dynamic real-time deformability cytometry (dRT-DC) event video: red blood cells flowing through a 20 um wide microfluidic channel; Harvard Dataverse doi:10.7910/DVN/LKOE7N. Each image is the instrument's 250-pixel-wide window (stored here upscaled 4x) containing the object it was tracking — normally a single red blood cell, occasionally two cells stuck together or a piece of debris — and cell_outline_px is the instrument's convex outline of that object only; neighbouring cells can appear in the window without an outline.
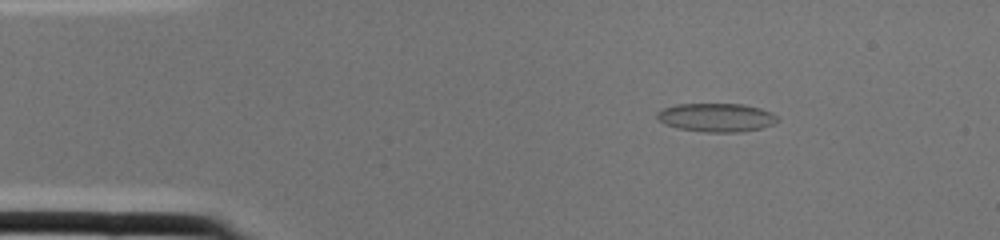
{"species": "common noctule bat (a hibernating species)", "species_latin": "Nyctalus noctula", "temperature_condition": "cold", "stored_images_in_passage": 1, "camera_frame_rate_fps": 3000, "um_per_image_px": 0.085, "animal": {"sex": "female", "body_mass_g": 22.0, "forearm_length_mm": 56.7}, "frame": {"image": 1, "passage_image": 1, "time_ms": 0.0, "image_size_px": [1000, 240], "cell_outline_px": [[776, 120], [772, 124], [760, 128], [740, 132], [704, 132], [676, 128], [664, 124], [656, 120], [656, 112], [664, 108], [676, 104], [744, 104], [760, 108], [772, 112], [776, 116]], "centroid_in_image_um": [60.82, 9.98], "position_along_channel_um": 24.2, "area_um2": 20.11}}